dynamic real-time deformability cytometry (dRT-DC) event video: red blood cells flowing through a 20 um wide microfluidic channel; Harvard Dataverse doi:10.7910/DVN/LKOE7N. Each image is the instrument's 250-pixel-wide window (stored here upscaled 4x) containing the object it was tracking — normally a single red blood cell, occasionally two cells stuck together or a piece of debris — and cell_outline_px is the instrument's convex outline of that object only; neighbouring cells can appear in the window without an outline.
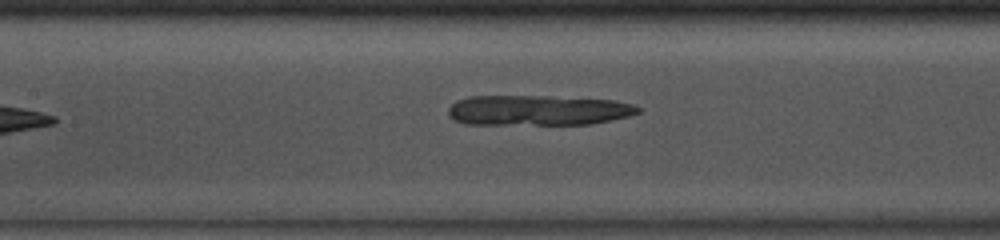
{"species": "common noctule bat (a hibernating species)", "species_latin": "Nyctalus noctula", "temperature_condition": "room temperature", "stored_images_in_passage": 34, "camera_frame_rate_fps": 3000, "um_per_image_px": 0.085, "animal": {"sex": "male", "body_mass_g": 13.0, "forearm_length_mm": 53.1}, "frame": {"image": 1, "passage_image": 10, "time_ms": 3.0, "image_size_px": [1000, 240], "cell_outline_px": [[640, 112], [628, 116], [588, 124], [464, 124], [456, 120], [448, 112], [448, 108], [456, 100], [468, 96], [548, 96], [612, 100], [632, 104], [640, 108]], "centroid_in_image_um": [45.69, 9.37], "position_along_channel_um": 161.7, "area_um2": 33.23}}
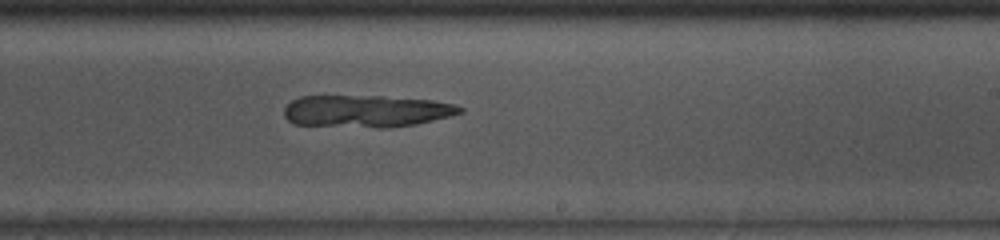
{"frame": {"image": 2, "passage_image": 17, "time_ms": 5.333, "image_size_px": [1000, 240], "cell_outline_px": [[464, 112], [416, 124], [388, 128], [380, 128], [292, 124], [284, 116], [284, 108], [292, 100], [300, 96], [380, 96], [432, 100], [456, 104], [464, 108]], "centroid_in_image_um": [31.13, 9.45], "position_along_channel_um": 257.9, "area_um2": 33.06}}
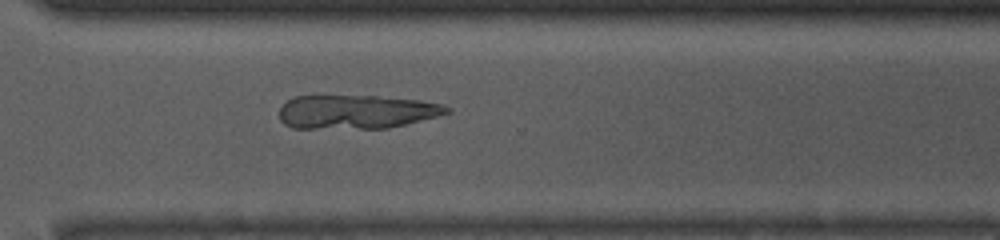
{"frame": {"image": 3, "passage_image": 23, "time_ms": 7.333, "image_size_px": [1000, 240], "cell_outline_px": [[452, 112], [388, 128], [292, 128], [284, 124], [280, 120], [280, 108], [288, 100], [296, 96], [376, 96], [420, 100], [444, 104], [452, 108]], "centroid_in_image_um": [30.31, 9.5], "position_along_channel_um": 340.3, "area_um2": 32.95}}